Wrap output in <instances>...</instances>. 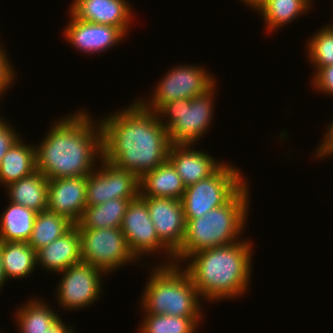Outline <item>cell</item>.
I'll return each instance as SVG.
<instances>
[{
  "label": "cell",
  "instance_id": "cell-1",
  "mask_svg": "<svg viewBox=\"0 0 333 333\" xmlns=\"http://www.w3.org/2000/svg\"><path fill=\"white\" fill-rule=\"evenodd\" d=\"M128 107L100 121L103 158L140 178L168 159L172 143L155 111L138 100Z\"/></svg>",
  "mask_w": 333,
  "mask_h": 333
},
{
  "label": "cell",
  "instance_id": "cell-2",
  "mask_svg": "<svg viewBox=\"0 0 333 333\" xmlns=\"http://www.w3.org/2000/svg\"><path fill=\"white\" fill-rule=\"evenodd\" d=\"M89 117L86 111L62 117L37 145L36 170L48 180L88 176L96 169L97 158H103L102 126Z\"/></svg>",
  "mask_w": 333,
  "mask_h": 333
},
{
  "label": "cell",
  "instance_id": "cell-3",
  "mask_svg": "<svg viewBox=\"0 0 333 333\" xmlns=\"http://www.w3.org/2000/svg\"><path fill=\"white\" fill-rule=\"evenodd\" d=\"M251 242L246 239L191 254L186 272L199 296L207 301L230 300L246 293L251 276Z\"/></svg>",
  "mask_w": 333,
  "mask_h": 333
},
{
  "label": "cell",
  "instance_id": "cell-4",
  "mask_svg": "<svg viewBox=\"0 0 333 333\" xmlns=\"http://www.w3.org/2000/svg\"><path fill=\"white\" fill-rule=\"evenodd\" d=\"M247 183L224 205L210 210L197 219L186 220V232L174 262L185 261L191 254L240 241L249 211ZM240 239V240H239Z\"/></svg>",
  "mask_w": 333,
  "mask_h": 333
},
{
  "label": "cell",
  "instance_id": "cell-5",
  "mask_svg": "<svg viewBox=\"0 0 333 333\" xmlns=\"http://www.w3.org/2000/svg\"><path fill=\"white\" fill-rule=\"evenodd\" d=\"M158 266L151 272L144 288L140 305L143 311L155 315L201 317V297L186 270L182 271L175 263Z\"/></svg>",
  "mask_w": 333,
  "mask_h": 333
},
{
  "label": "cell",
  "instance_id": "cell-6",
  "mask_svg": "<svg viewBox=\"0 0 333 333\" xmlns=\"http://www.w3.org/2000/svg\"><path fill=\"white\" fill-rule=\"evenodd\" d=\"M214 88L215 85L192 99L170 101L156 111L160 123L168 131L172 144L194 145L204 133L208 132L214 113ZM164 116L168 117L166 119L168 121H163Z\"/></svg>",
  "mask_w": 333,
  "mask_h": 333
},
{
  "label": "cell",
  "instance_id": "cell-7",
  "mask_svg": "<svg viewBox=\"0 0 333 333\" xmlns=\"http://www.w3.org/2000/svg\"><path fill=\"white\" fill-rule=\"evenodd\" d=\"M238 167L222 164L212 175L185 188V219H197L227 203L245 184Z\"/></svg>",
  "mask_w": 333,
  "mask_h": 333
},
{
  "label": "cell",
  "instance_id": "cell-8",
  "mask_svg": "<svg viewBox=\"0 0 333 333\" xmlns=\"http://www.w3.org/2000/svg\"><path fill=\"white\" fill-rule=\"evenodd\" d=\"M81 259L109 274L131 261H138L127 244L120 228H80ZM128 262V263H127Z\"/></svg>",
  "mask_w": 333,
  "mask_h": 333
},
{
  "label": "cell",
  "instance_id": "cell-9",
  "mask_svg": "<svg viewBox=\"0 0 333 333\" xmlns=\"http://www.w3.org/2000/svg\"><path fill=\"white\" fill-rule=\"evenodd\" d=\"M214 80V76L197 65L176 66L158 82L150 101L138 100L146 109L156 112L163 104L170 101L192 99L207 92L215 85Z\"/></svg>",
  "mask_w": 333,
  "mask_h": 333
},
{
  "label": "cell",
  "instance_id": "cell-10",
  "mask_svg": "<svg viewBox=\"0 0 333 333\" xmlns=\"http://www.w3.org/2000/svg\"><path fill=\"white\" fill-rule=\"evenodd\" d=\"M100 168L87 176V206H96L117 199L133 201L140 196L139 177L128 170L117 168L114 164L100 159Z\"/></svg>",
  "mask_w": 333,
  "mask_h": 333
},
{
  "label": "cell",
  "instance_id": "cell-11",
  "mask_svg": "<svg viewBox=\"0 0 333 333\" xmlns=\"http://www.w3.org/2000/svg\"><path fill=\"white\" fill-rule=\"evenodd\" d=\"M59 273L64 274L56 291L57 300L62 308L77 310L99 299L102 288L101 274L104 275V271L81 261Z\"/></svg>",
  "mask_w": 333,
  "mask_h": 333
},
{
  "label": "cell",
  "instance_id": "cell-12",
  "mask_svg": "<svg viewBox=\"0 0 333 333\" xmlns=\"http://www.w3.org/2000/svg\"><path fill=\"white\" fill-rule=\"evenodd\" d=\"M120 229L137 260L141 259V255H154L157 250L160 252L163 249L162 252L170 256L165 265L174 264V254L159 240L147 204L140 197L128 204Z\"/></svg>",
  "mask_w": 333,
  "mask_h": 333
},
{
  "label": "cell",
  "instance_id": "cell-13",
  "mask_svg": "<svg viewBox=\"0 0 333 333\" xmlns=\"http://www.w3.org/2000/svg\"><path fill=\"white\" fill-rule=\"evenodd\" d=\"M149 210L159 240L175 254L182 246L186 220L181 200L168 197H140Z\"/></svg>",
  "mask_w": 333,
  "mask_h": 333
},
{
  "label": "cell",
  "instance_id": "cell-14",
  "mask_svg": "<svg viewBox=\"0 0 333 333\" xmlns=\"http://www.w3.org/2000/svg\"><path fill=\"white\" fill-rule=\"evenodd\" d=\"M86 185L87 176L49 179L47 209L76 225L87 206Z\"/></svg>",
  "mask_w": 333,
  "mask_h": 333
},
{
  "label": "cell",
  "instance_id": "cell-15",
  "mask_svg": "<svg viewBox=\"0 0 333 333\" xmlns=\"http://www.w3.org/2000/svg\"><path fill=\"white\" fill-rule=\"evenodd\" d=\"M69 14L71 20L63 35L73 47L87 54L108 50L127 36L119 27L85 22Z\"/></svg>",
  "mask_w": 333,
  "mask_h": 333
},
{
  "label": "cell",
  "instance_id": "cell-16",
  "mask_svg": "<svg viewBox=\"0 0 333 333\" xmlns=\"http://www.w3.org/2000/svg\"><path fill=\"white\" fill-rule=\"evenodd\" d=\"M70 12L79 20L119 27L125 34L132 9L126 0H73Z\"/></svg>",
  "mask_w": 333,
  "mask_h": 333
},
{
  "label": "cell",
  "instance_id": "cell-17",
  "mask_svg": "<svg viewBox=\"0 0 333 333\" xmlns=\"http://www.w3.org/2000/svg\"><path fill=\"white\" fill-rule=\"evenodd\" d=\"M191 146L193 147L189 144H172L168 153V160L175 167L185 187L212 175L223 164L204 151L190 148Z\"/></svg>",
  "mask_w": 333,
  "mask_h": 333
},
{
  "label": "cell",
  "instance_id": "cell-18",
  "mask_svg": "<svg viewBox=\"0 0 333 333\" xmlns=\"http://www.w3.org/2000/svg\"><path fill=\"white\" fill-rule=\"evenodd\" d=\"M37 264L51 272H61L81 259L80 234L74 225L63 236L36 251Z\"/></svg>",
  "mask_w": 333,
  "mask_h": 333
},
{
  "label": "cell",
  "instance_id": "cell-19",
  "mask_svg": "<svg viewBox=\"0 0 333 333\" xmlns=\"http://www.w3.org/2000/svg\"><path fill=\"white\" fill-rule=\"evenodd\" d=\"M139 197H168L181 200L185 185L175 167L167 159L139 178Z\"/></svg>",
  "mask_w": 333,
  "mask_h": 333
},
{
  "label": "cell",
  "instance_id": "cell-20",
  "mask_svg": "<svg viewBox=\"0 0 333 333\" xmlns=\"http://www.w3.org/2000/svg\"><path fill=\"white\" fill-rule=\"evenodd\" d=\"M7 196L12 203L22 205L36 213L47 210L48 179L38 170L9 184Z\"/></svg>",
  "mask_w": 333,
  "mask_h": 333
},
{
  "label": "cell",
  "instance_id": "cell-21",
  "mask_svg": "<svg viewBox=\"0 0 333 333\" xmlns=\"http://www.w3.org/2000/svg\"><path fill=\"white\" fill-rule=\"evenodd\" d=\"M26 145L20 137L0 163V183L8 186L36 171V146Z\"/></svg>",
  "mask_w": 333,
  "mask_h": 333
},
{
  "label": "cell",
  "instance_id": "cell-22",
  "mask_svg": "<svg viewBox=\"0 0 333 333\" xmlns=\"http://www.w3.org/2000/svg\"><path fill=\"white\" fill-rule=\"evenodd\" d=\"M8 202L10 205L0 217V241L28 242L37 213L22 205Z\"/></svg>",
  "mask_w": 333,
  "mask_h": 333
},
{
  "label": "cell",
  "instance_id": "cell-23",
  "mask_svg": "<svg viewBox=\"0 0 333 333\" xmlns=\"http://www.w3.org/2000/svg\"><path fill=\"white\" fill-rule=\"evenodd\" d=\"M129 199H113L96 206H86L77 225L80 228H120Z\"/></svg>",
  "mask_w": 333,
  "mask_h": 333
},
{
  "label": "cell",
  "instance_id": "cell-24",
  "mask_svg": "<svg viewBox=\"0 0 333 333\" xmlns=\"http://www.w3.org/2000/svg\"><path fill=\"white\" fill-rule=\"evenodd\" d=\"M4 276L20 279L29 276L37 265L36 251L28 242L2 241Z\"/></svg>",
  "mask_w": 333,
  "mask_h": 333
},
{
  "label": "cell",
  "instance_id": "cell-25",
  "mask_svg": "<svg viewBox=\"0 0 333 333\" xmlns=\"http://www.w3.org/2000/svg\"><path fill=\"white\" fill-rule=\"evenodd\" d=\"M73 226L74 224L63 216L55 214L48 209L41 211L35 216V222L28 244L37 251L63 236Z\"/></svg>",
  "mask_w": 333,
  "mask_h": 333
},
{
  "label": "cell",
  "instance_id": "cell-26",
  "mask_svg": "<svg viewBox=\"0 0 333 333\" xmlns=\"http://www.w3.org/2000/svg\"><path fill=\"white\" fill-rule=\"evenodd\" d=\"M20 308L15 317L21 333H45L60 318L52 307L37 298Z\"/></svg>",
  "mask_w": 333,
  "mask_h": 333
},
{
  "label": "cell",
  "instance_id": "cell-27",
  "mask_svg": "<svg viewBox=\"0 0 333 333\" xmlns=\"http://www.w3.org/2000/svg\"><path fill=\"white\" fill-rule=\"evenodd\" d=\"M312 0H271L259 13L269 33L309 10ZM271 30V31H270Z\"/></svg>",
  "mask_w": 333,
  "mask_h": 333
},
{
  "label": "cell",
  "instance_id": "cell-28",
  "mask_svg": "<svg viewBox=\"0 0 333 333\" xmlns=\"http://www.w3.org/2000/svg\"><path fill=\"white\" fill-rule=\"evenodd\" d=\"M201 317L145 314L140 333H197Z\"/></svg>",
  "mask_w": 333,
  "mask_h": 333
},
{
  "label": "cell",
  "instance_id": "cell-29",
  "mask_svg": "<svg viewBox=\"0 0 333 333\" xmlns=\"http://www.w3.org/2000/svg\"><path fill=\"white\" fill-rule=\"evenodd\" d=\"M307 43L309 60L316 69L314 73L320 68L333 65V32L330 28L322 27Z\"/></svg>",
  "mask_w": 333,
  "mask_h": 333
},
{
  "label": "cell",
  "instance_id": "cell-30",
  "mask_svg": "<svg viewBox=\"0 0 333 333\" xmlns=\"http://www.w3.org/2000/svg\"><path fill=\"white\" fill-rule=\"evenodd\" d=\"M312 78L313 88L333 96V65L320 68Z\"/></svg>",
  "mask_w": 333,
  "mask_h": 333
},
{
  "label": "cell",
  "instance_id": "cell-31",
  "mask_svg": "<svg viewBox=\"0 0 333 333\" xmlns=\"http://www.w3.org/2000/svg\"><path fill=\"white\" fill-rule=\"evenodd\" d=\"M12 69L6 51L0 46V97L14 82L15 71Z\"/></svg>",
  "mask_w": 333,
  "mask_h": 333
},
{
  "label": "cell",
  "instance_id": "cell-32",
  "mask_svg": "<svg viewBox=\"0 0 333 333\" xmlns=\"http://www.w3.org/2000/svg\"><path fill=\"white\" fill-rule=\"evenodd\" d=\"M13 127L6 120L0 123V163L8 149L20 138Z\"/></svg>",
  "mask_w": 333,
  "mask_h": 333
},
{
  "label": "cell",
  "instance_id": "cell-33",
  "mask_svg": "<svg viewBox=\"0 0 333 333\" xmlns=\"http://www.w3.org/2000/svg\"><path fill=\"white\" fill-rule=\"evenodd\" d=\"M326 135L322 140L321 144L317 148L316 156L317 158H324L333 155V122L327 127Z\"/></svg>",
  "mask_w": 333,
  "mask_h": 333
},
{
  "label": "cell",
  "instance_id": "cell-34",
  "mask_svg": "<svg viewBox=\"0 0 333 333\" xmlns=\"http://www.w3.org/2000/svg\"><path fill=\"white\" fill-rule=\"evenodd\" d=\"M62 319H58L45 333H74L73 327L64 325Z\"/></svg>",
  "mask_w": 333,
  "mask_h": 333
},
{
  "label": "cell",
  "instance_id": "cell-35",
  "mask_svg": "<svg viewBox=\"0 0 333 333\" xmlns=\"http://www.w3.org/2000/svg\"><path fill=\"white\" fill-rule=\"evenodd\" d=\"M3 253H2V241H0V288L3 287L4 282L6 281V278L4 276V270H3Z\"/></svg>",
  "mask_w": 333,
  "mask_h": 333
},
{
  "label": "cell",
  "instance_id": "cell-36",
  "mask_svg": "<svg viewBox=\"0 0 333 333\" xmlns=\"http://www.w3.org/2000/svg\"><path fill=\"white\" fill-rule=\"evenodd\" d=\"M270 1L271 0H256L250 7L260 12Z\"/></svg>",
  "mask_w": 333,
  "mask_h": 333
},
{
  "label": "cell",
  "instance_id": "cell-37",
  "mask_svg": "<svg viewBox=\"0 0 333 333\" xmlns=\"http://www.w3.org/2000/svg\"><path fill=\"white\" fill-rule=\"evenodd\" d=\"M241 2L246 3V6H251L256 0H240Z\"/></svg>",
  "mask_w": 333,
  "mask_h": 333
},
{
  "label": "cell",
  "instance_id": "cell-38",
  "mask_svg": "<svg viewBox=\"0 0 333 333\" xmlns=\"http://www.w3.org/2000/svg\"><path fill=\"white\" fill-rule=\"evenodd\" d=\"M328 28H330V30L333 32V25L330 24V25H327Z\"/></svg>",
  "mask_w": 333,
  "mask_h": 333
},
{
  "label": "cell",
  "instance_id": "cell-39",
  "mask_svg": "<svg viewBox=\"0 0 333 333\" xmlns=\"http://www.w3.org/2000/svg\"><path fill=\"white\" fill-rule=\"evenodd\" d=\"M0 100H1V97H0ZM3 121H4V119H3V118H0V123L3 122Z\"/></svg>",
  "mask_w": 333,
  "mask_h": 333
}]
</instances>
